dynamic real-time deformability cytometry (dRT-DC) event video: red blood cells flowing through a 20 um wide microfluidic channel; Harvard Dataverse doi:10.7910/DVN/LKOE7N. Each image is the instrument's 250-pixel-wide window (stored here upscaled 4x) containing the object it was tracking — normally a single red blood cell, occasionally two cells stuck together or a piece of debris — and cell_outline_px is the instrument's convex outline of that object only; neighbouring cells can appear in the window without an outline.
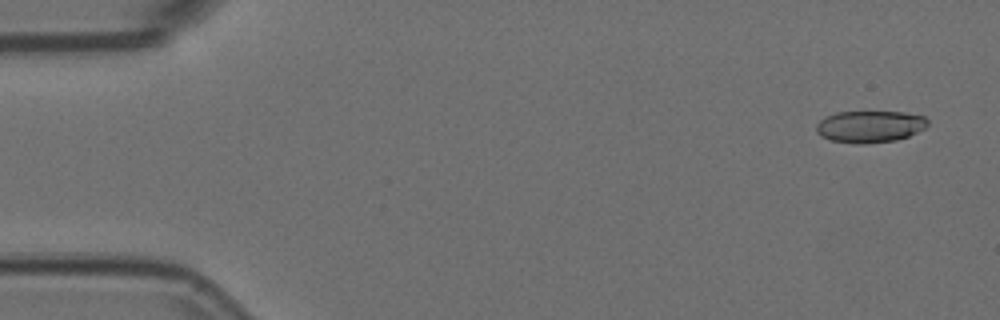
{"species": "Egyptian fruit bat (a non-hibernating species)", "species_latin": "Rousettus aegyptiacus", "temperature_condition": "room temperature", "stored_images_in_passage": 54, "camera_frame_rate_fps": 3000, "um_per_image_px": 0.085, "animal": {"sex": "female"}, "frame": {"image": 1, "passage_image": 3, "time_ms": 0.667, "image_size_px": [1000, 320], "cell_outline_px": [[928, 124], [924, 128], [908, 136], [896, 140], [864, 144], [860, 144], [832, 140], [820, 136], [816, 132], [816, 124], [824, 116], [836, 112], [904, 112], [924, 116], [928, 120]], "centroid_in_image_um": [73.91, 10.75], "position_along_channel_um": 11.1, "area_um2": 20.69}}
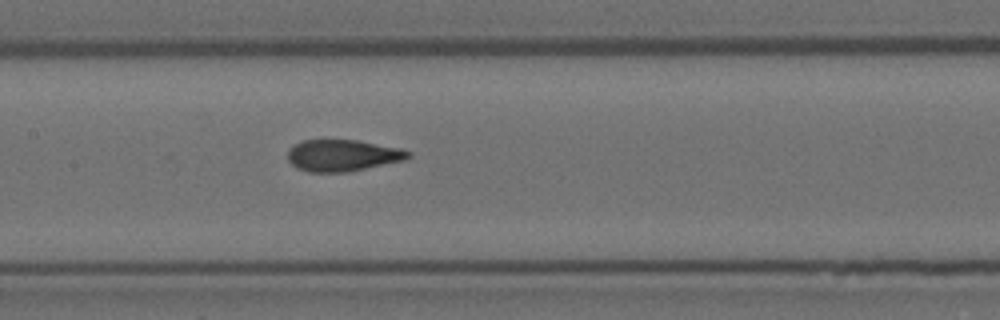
{"frame": {"image": 2, "passage_image": 26, "time_ms": 8.333, "image_size_px": [1000, 320], "cell_outline_px": [[412, 156], [408, 160], [348, 172], [308, 172], [296, 168], [288, 160], [288, 148], [300, 140], [356, 140], [400, 148], [412, 152]], "centroid_in_image_um": [29.14, 13.22], "position_along_channel_um": 178.3, "area_um2": 22.54}}
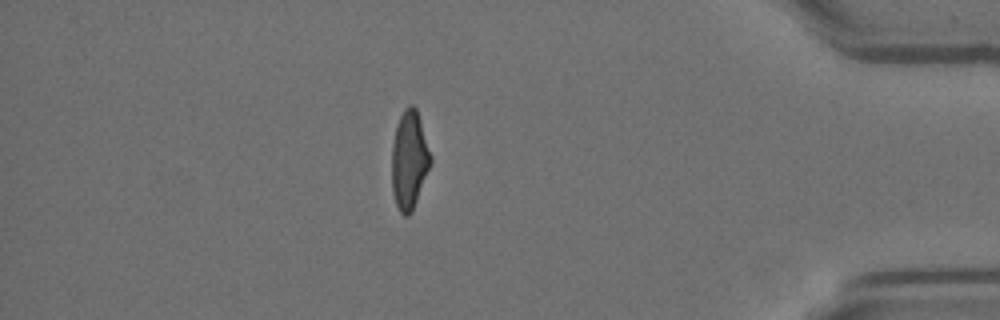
{"frame": {"image": 3, "passage_image": 47, "time_ms": 15.333, "image_size_px": [1000, 320], "cell_outline_px": [[432, 160], [412, 212], [408, 216], [404, 216], [400, 212], [396, 204], [392, 192], [392, 144], [396, 124], [404, 108], [408, 104], [412, 104], [416, 108], [432, 156]], "centroid_in_image_um": [34.78, 13.59], "position_along_channel_um": 400.4, "area_um2": 22.25}, "authors_computed_cell_mechanics": {"area_um2": 22.3397, "velocity_mm_per_s": 3.7698, "shape_relaxation_time_tau1_ms": 10.8031, "shape_relaxation_time_tau2_ms": 1.0663, "deformation_change_tau1": 0.2737, "deformation_change_tau2": 0.0742}}